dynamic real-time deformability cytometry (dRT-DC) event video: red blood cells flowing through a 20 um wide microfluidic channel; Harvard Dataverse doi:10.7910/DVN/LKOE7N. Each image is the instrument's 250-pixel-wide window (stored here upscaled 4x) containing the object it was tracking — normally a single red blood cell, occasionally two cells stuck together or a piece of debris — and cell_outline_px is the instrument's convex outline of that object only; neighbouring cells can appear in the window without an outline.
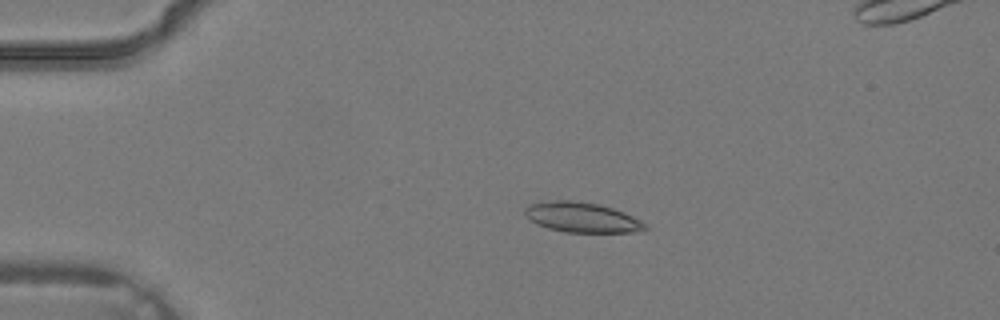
{"species": "common noctule bat (a hibernating species)", "species_latin": "Nyctalus noctula", "temperature_condition": "warm", "stored_images_in_passage": 3, "camera_frame_rate_fps": 3000, "um_per_image_px": 0.085, "animal": {"sex": "male", "body_mass_g": 19.2, "forearm_length_mm": 51.8}, "frame": {"image": 1, "passage_image": 1, "time_ms": 0.0, "image_size_px": [1000, 320], "cell_outline_px": [[648, 228], [640, 232], [564, 232], [548, 228], [536, 224], [528, 220], [524, 212], [524, 208], [532, 204], [556, 200], [568, 200], [600, 204], [624, 212], [648, 224]], "centroid_in_image_um": [49.48, 18.49], "position_along_channel_um": 35.5, "area_um2": 21.1}}
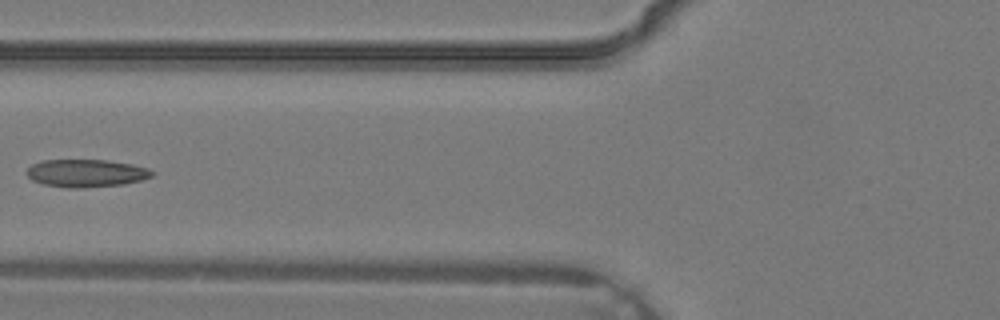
{"frame": {"image": 2, "passage_image": 3, "time_ms": 0.667, "image_size_px": [1000, 320], "cell_outline_px": [[156, 172], [152, 176], [140, 180], [124, 184], [84, 188], [68, 188], [44, 184], [32, 180], [28, 176], [28, 168], [32, 164], [44, 160], [108, 160], [132, 164], [148, 168]], "centroid_in_image_um": [7.36, 14.72], "position_along_channel_um": 118.4, "area_um2": 20.23}}